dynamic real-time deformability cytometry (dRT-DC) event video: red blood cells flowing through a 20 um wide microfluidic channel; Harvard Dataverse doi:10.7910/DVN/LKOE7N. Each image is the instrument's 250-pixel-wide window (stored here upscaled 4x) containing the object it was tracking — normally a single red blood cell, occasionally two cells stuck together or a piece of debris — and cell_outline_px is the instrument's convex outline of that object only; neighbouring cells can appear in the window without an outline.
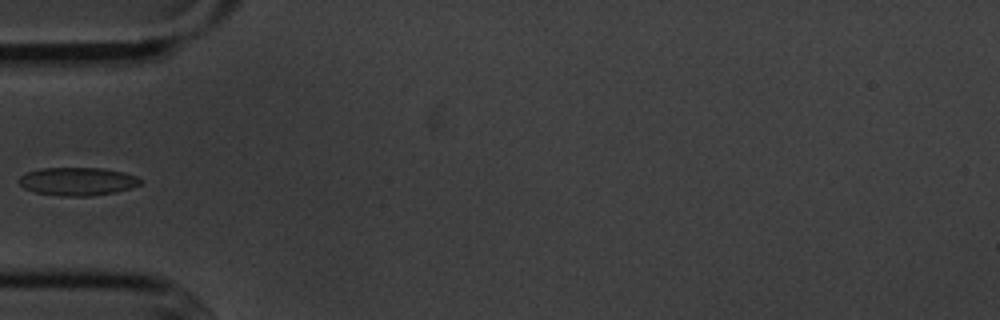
{"species": "common noctule bat (a hibernating species)", "species_latin": "Nyctalus noctula", "temperature_condition": "cold", "stored_images_in_passage": 6, "camera_frame_rate_fps": 3000, "um_per_image_px": 0.085, "animal": {"sex": "male", "body_mass_g": 20.1, "forearm_length_mm": 53.5}, "frame": {"image": 1, "passage_image": 3, "time_ms": 2.333, "image_size_px": [1000, 320], "cell_outline_px": [[144, 180], [140, 184], [116, 192], [88, 196], [60, 196], [32, 192], [24, 188], [16, 180], [20, 176], [28, 172], [40, 168], [104, 168], [124, 172], [136, 176]], "centroid_in_image_um": [6.56, 15.42], "position_along_channel_um": 78.4, "area_um2": 20.06}}
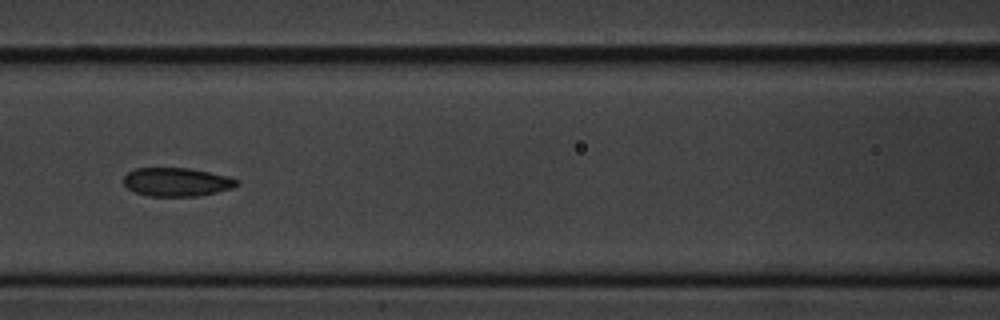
{"frame": {"image": 2, "passage_image": 5, "time_ms": 4.333, "image_size_px": [1000, 320], "cell_outline_px": [[240, 184], [232, 188], [216, 192], [196, 196], [148, 196], [136, 192], [128, 188], [124, 184], [124, 176], [128, 172], [136, 168], [188, 168], [228, 176], [240, 180]], "centroid_in_image_um": [15.04, 15.47], "position_along_channel_um": 151.6, "area_um2": 18.79}}
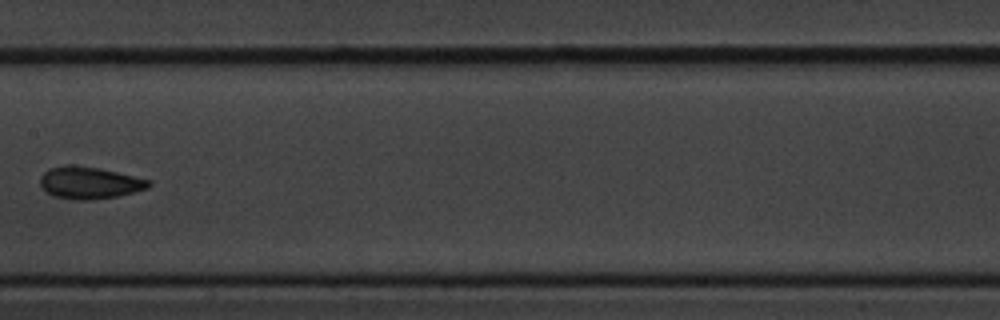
{"frame": {"image": 3, "passage_image": 6, "time_ms": 5.667, "image_size_px": [1000, 320], "cell_outline_px": [[152, 184], [148, 188], [116, 196], [92, 200], [76, 200], [52, 196], [40, 184], [40, 176], [48, 168], [64, 164], [72, 164], [100, 168], [152, 180]], "centroid_in_image_um": [7.59, 15.52], "position_along_channel_um": 199.8, "area_um2": 20.46}}